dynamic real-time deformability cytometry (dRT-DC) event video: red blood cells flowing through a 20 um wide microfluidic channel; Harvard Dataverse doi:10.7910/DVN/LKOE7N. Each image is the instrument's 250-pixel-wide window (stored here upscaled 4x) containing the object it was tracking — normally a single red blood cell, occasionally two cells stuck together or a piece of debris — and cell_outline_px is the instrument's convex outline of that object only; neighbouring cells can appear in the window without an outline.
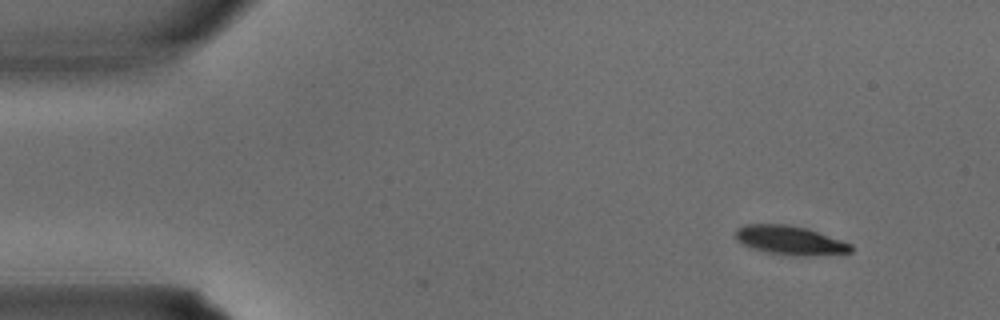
{"species": "common noctule bat (a hibernating species)", "species_latin": "Nyctalus noctula", "temperature_condition": "warm", "stored_images_in_passage": 3, "camera_frame_rate_fps": 3000, "um_per_image_px": 0.085, "animal": {"sex": "male", "body_mass_g": 15.6}, "frame": {"image": 1, "passage_image": 1, "time_ms": 0.0, "image_size_px": [1000, 320], "cell_outline_px": [[852, 252], [808, 256], [804, 256], [768, 252], [752, 248], [736, 240], [736, 228], [744, 224], [788, 224], [808, 228], [852, 244]], "centroid_in_image_um": [67.15, 20.41], "position_along_channel_um": 17.8, "area_um2": 19.36}}
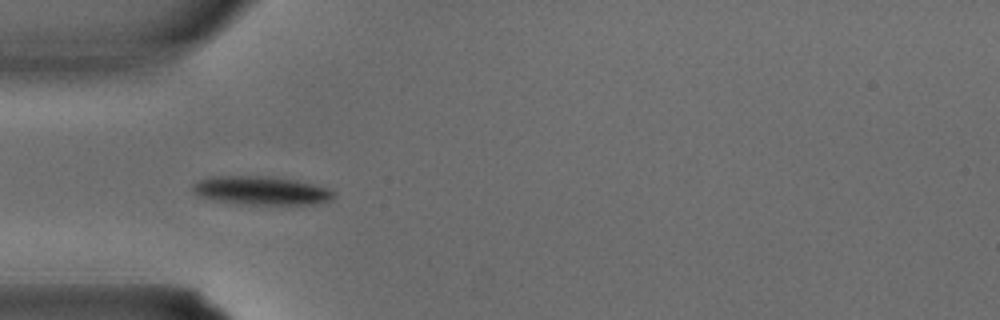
{"frame": {"image": 2, "passage_image": 3, "time_ms": 0.667, "image_size_px": [1000, 320], "cell_outline_px": [[336, 196], [332, 200], [312, 204], [244, 204], [216, 200], [196, 196], [192, 192], [192, 184], [200, 180], [212, 176], [268, 176], [296, 180], [328, 188], [336, 192]], "centroid_in_image_um": [22.2, 16.19], "position_along_channel_um": 62.8, "area_um2": 23.52}}